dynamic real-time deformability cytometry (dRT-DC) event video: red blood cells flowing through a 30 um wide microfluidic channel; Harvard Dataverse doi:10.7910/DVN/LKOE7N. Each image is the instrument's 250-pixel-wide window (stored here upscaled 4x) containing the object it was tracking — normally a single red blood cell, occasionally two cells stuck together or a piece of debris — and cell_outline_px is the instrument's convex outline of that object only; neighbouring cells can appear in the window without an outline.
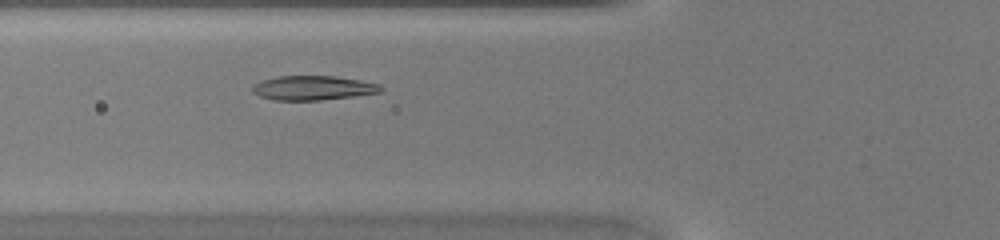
{"species": "common noctule bat (a hibernating species)", "species_latin": "Nyctalus noctula", "temperature_condition": "warm", "stored_images_in_passage": 34, "camera_frame_rate_fps": 3000, "um_per_image_px": 0.085, "animal": {"sex": "female", "body_mass_g": 20.0, "forearm_length_mm": 54.0}, "frame": {"image": 1, "passage_image": 6, "time_ms": 1.667, "image_size_px": [1000, 240], "cell_outline_px": [[384, 88], [380, 92], [352, 96], [320, 100], [272, 100], [260, 96], [252, 92], [252, 88], [256, 84], [264, 80], [280, 76], [336, 76], [360, 80], [380, 84]], "centroid_in_image_um": [26.63, 7.47], "position_along_channel_um": 99.2, "area_um2": 18.03}}
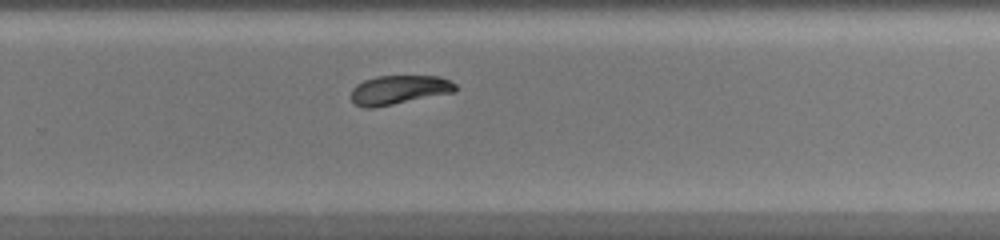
{"frame": {"image": 2, "passage_image": 19, "time_ms": 6.0, "image_size_px": [1000, 240], "cell_outline_px": [[456, 92], [372, 108], [364, 108], [356, 104], [348, 96], [352, 88], [356, 84], [364, 80], [376, 76], [440, 76], [456, 84]], "centroid_in_image_um": [33.88, 7.63], "position_along_channel_um": 295.9, "area_um2": 17.8}}
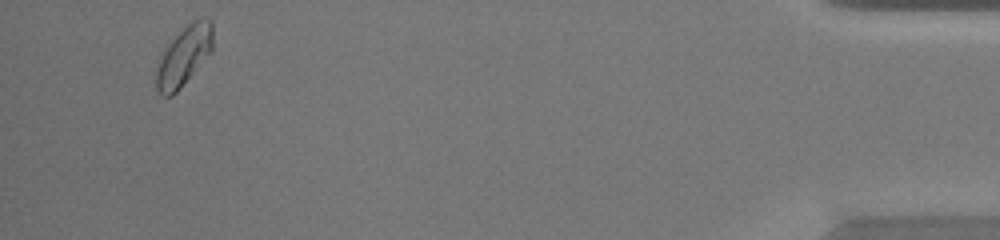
{"frame": {"image": 3, "passage_image": 32, "time_ms": 10.333, "image_size_px": [1000, 240], "cell_outline_px": [[212, 52], [180, 88], [172, 96], [160, 96], [156, 88], [156, 68], [160, 52], [192, 20], [200, 16], [208, 16], [212, 20]], "centroid_in_image_um": [15.63, 4.74], "position_along_channel_um": 419.6, "area_um2": 19.94}}